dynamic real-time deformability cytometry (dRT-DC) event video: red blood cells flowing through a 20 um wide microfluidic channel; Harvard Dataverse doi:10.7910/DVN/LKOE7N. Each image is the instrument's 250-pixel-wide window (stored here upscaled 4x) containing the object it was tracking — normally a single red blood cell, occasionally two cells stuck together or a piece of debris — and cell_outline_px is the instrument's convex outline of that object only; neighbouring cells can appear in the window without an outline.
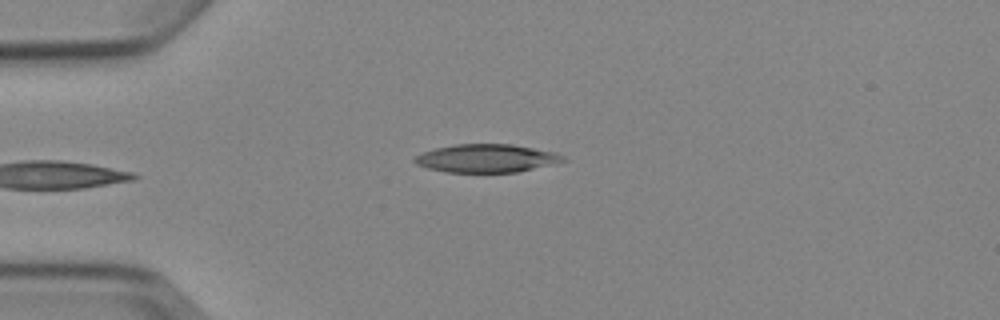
{"species": "Egyptian fruit bat (a non-hibernating species)", "species_latin": "Rousettus aegyptiacus", "temperature_condition": "cold", "stored_images_in_passage": 3, "camera_frame_rate_fps": 3000, "um_per_image_px": 0.085, "animal": {"sex": "female"}, "frame": {"image": 1, "passage_image": 3, "time_ms": 2.333, "image_size_px": [1000, 320], "cell_outline_px": [[568, 160], [516, 172], [444, 172], [428, 168], [416, 164], [412, 160], [416, 156], [432, 148], [456, 144], [512, 144], [556, 152], [564, 156]], "centroid_in_image_um": [41.33, 13.45], "position_along_channel_um": 43.7, "area_um2": 24.33}}